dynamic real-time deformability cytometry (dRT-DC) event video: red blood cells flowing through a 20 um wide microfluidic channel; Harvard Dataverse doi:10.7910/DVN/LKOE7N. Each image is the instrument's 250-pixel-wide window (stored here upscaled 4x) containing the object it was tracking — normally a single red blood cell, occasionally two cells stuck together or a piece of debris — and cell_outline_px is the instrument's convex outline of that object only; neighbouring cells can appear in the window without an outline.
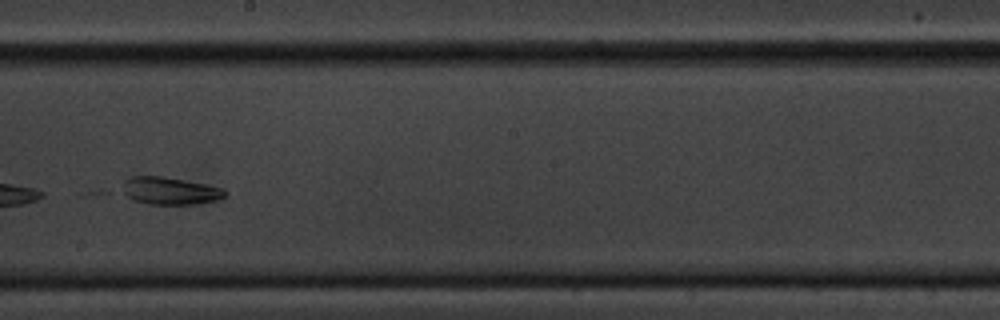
{"species": "common noctule bat (a hibernating species)", "species_latin": "Nyctalus noctula", "temperature_condition": "cold", "stored_images_in_passage": 51, "camera_frame_rate_fps": 3000, "um_per_image_px": 0.085, "animal": {"sex": "male", "body_mass_g": 20.1, "forearm_length_mm": 53.5}, "frame": {"image": 1, "passage_image": 27, "time_ms": 8.667, "image_size_px": [1000, 320], "cell_outline_px": [[228, 192], [220, 200], [196, 204], [148, 204], [136, 200], [120, 192], [124, 180], [128, 176], [160, 176], [208, 184], [224, 188]], "centroid_in_image_um": [14.46, 16.21], "position_along_channel_um": 233.7, "area_um2": 16.65}}
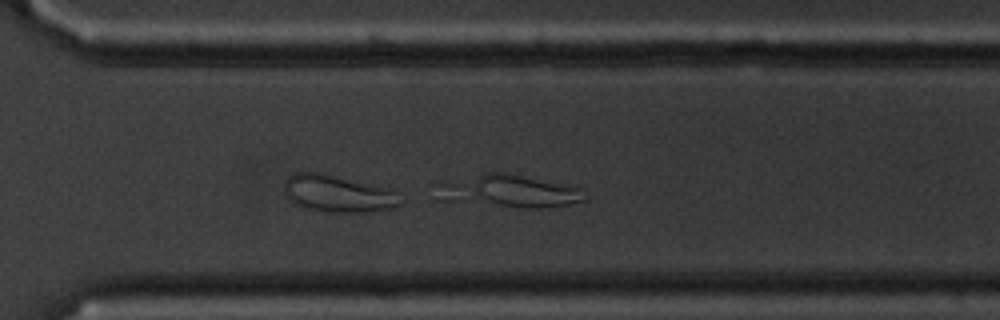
{"frame": {"image": 2, "passage_image": 35, "time_ms": 11.333, "image_size_px": [1000, 320], "cell_outline_px": [[588, 200], [568, 204], [540, 208], [524, 208], [500, 204], [472, 196], [472, 184], [480, 176], [488, 172], [504, 172], [580, 188], [588, 196]], "centroid_in_image_um": [44.59, 16.25], "position_along_channel_um": 326.0, "area_um2": 20.81}}
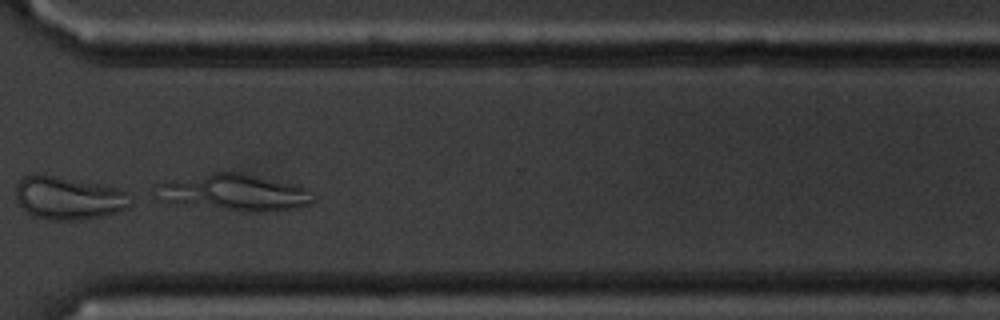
{"frame": {"image": 3, "passage_image": 37, "time_ms": 12.0, "image_size_px": [1000, 320], "cell_outline_px": [[132, 204], [128, 208], [104, 216], [72, 220], [52, 220], [36, 216], [28, 212], [16, 200], [16, 184], [24, 176], [56, 176], [100, 184], [116, 188], [132, 196]], "centroid_in_image_um": [5.87, 16.85], "position_along_channel_um": 364.7, "area_um2": 28.32}}